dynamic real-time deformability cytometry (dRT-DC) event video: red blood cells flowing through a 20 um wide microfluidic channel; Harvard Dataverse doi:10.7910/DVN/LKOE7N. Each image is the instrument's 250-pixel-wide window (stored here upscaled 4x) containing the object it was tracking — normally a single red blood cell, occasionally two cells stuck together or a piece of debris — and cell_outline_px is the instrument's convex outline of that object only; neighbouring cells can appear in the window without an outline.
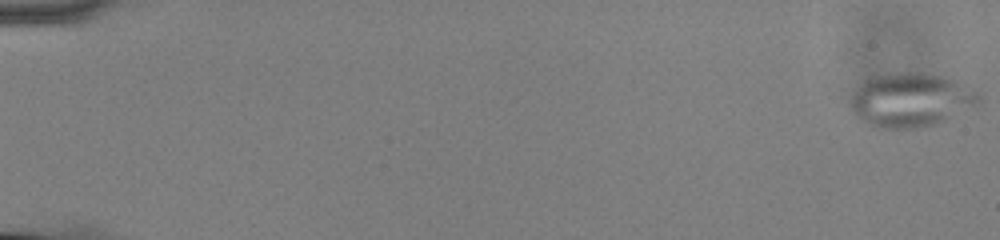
{"species": "common noctule bat (a hibernating species)", "species_latin": "Nyctalus noctula", "temperature_condition": "cold", "stored_images_in_passage": 20, "camera_frame_rate_fps": 3000, "um_per_image_px": 0.085, "animal": {"sex": "male", "body_mass_g": 13.0, "forearm_length_mm": 53.1}, "frame": {"image": 1, "passage_image": 1, "time_ms": 0.0, "image_size_px": [1000, 240], "cell_outline_px": [[980, 104], [940, 124], [924, 128], [880, 128], [856, 116], [852, 112], [848, 104], [852, 96], [864, 80], [876, 76], [908, 72], [920, 72], [940, 76], [956, 80], [968, 84], [980, 92]], "centroid_in_image_um": [77.51, 8.51], "position_along_channel_um": 7.5, "area_um2": 40.69}}